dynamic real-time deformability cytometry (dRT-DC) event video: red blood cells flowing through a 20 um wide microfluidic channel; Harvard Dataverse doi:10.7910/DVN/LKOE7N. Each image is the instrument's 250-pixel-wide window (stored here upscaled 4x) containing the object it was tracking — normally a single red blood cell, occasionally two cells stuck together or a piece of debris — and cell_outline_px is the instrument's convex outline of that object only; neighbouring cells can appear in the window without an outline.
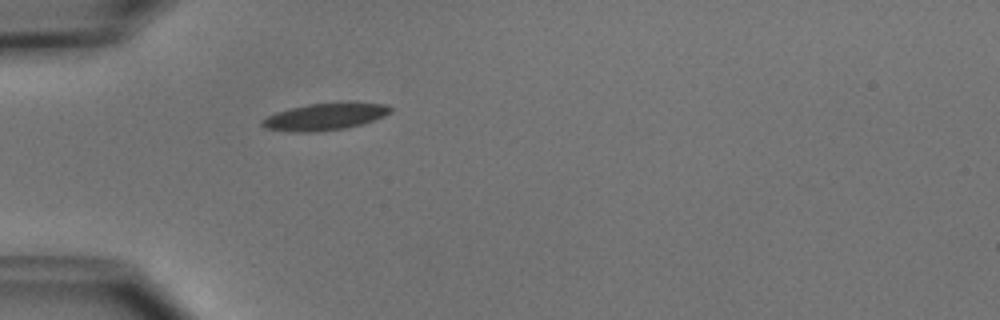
{"species": "common noctule bat (a hibernating species)", "species_latin": "Nyctalus noctula", "temperature_condition": "cold", "stored_images_in_passage": 1, "camera_frame_rate_fps": 3000, "um_per_image_px": 0.085, "animal": {"sex": "male", "body_mass_g": 15.6}, "frame": {"image": 1, "passage_image": 1, "time_ms": 0.0, "image_size_px": [1000, 320], "cell_outline_px": [[392, 112], [384, 116], [360, 124], [344, 128], [308, 132], [300, 132], [264, 128], [260, 124], [260, 120], [276, 112], [308, 104], [344, 100], [384, 104], [392, 108]], "centroid_in_image_um": [27.64, 9.87], "position_along_channel_um": 57.4, "area_um2": 20.35}}